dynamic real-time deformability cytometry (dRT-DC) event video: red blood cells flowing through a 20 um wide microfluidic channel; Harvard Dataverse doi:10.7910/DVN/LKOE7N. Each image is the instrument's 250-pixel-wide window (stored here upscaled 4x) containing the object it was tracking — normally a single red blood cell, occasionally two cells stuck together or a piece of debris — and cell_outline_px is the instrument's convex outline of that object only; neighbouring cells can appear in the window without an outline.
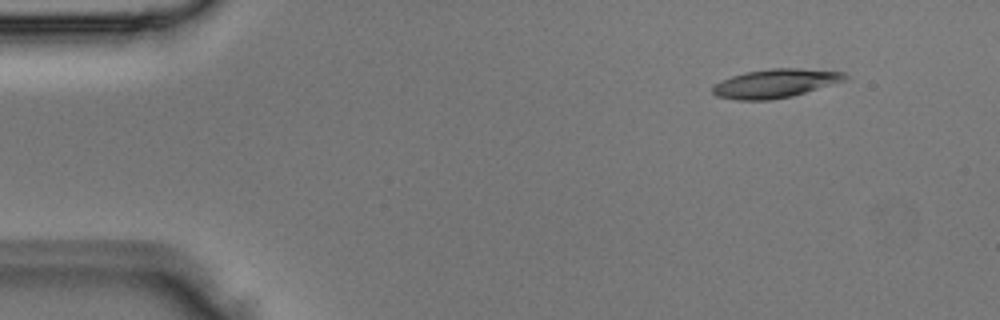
{"species": "Egyptian fruit bat (a non-hibernating species)", "species_latin": "Rousettus aegyptiacus", "temperature_condition": "room temperature", "stored_images_in_passage": 5, "camera_frame_rate_fps": 3000, "um_per_image_px": 0.085, "animal": {"sex": "male"}, "frame": {"image": 1, "passage_image": 5, "time_ms": 1.333, "image_size_px": [1000, 320], "cell_outline_px": [[852, 76], [848, 80], [792, 96], [768, 100], [736, 100], [716, 96], [712, 92], [712, 88], [720, 80], [744, 72], [768, 68], [800, 68], [844, 72]], "centroid_in_image_um": [65.94, 7.08], "position_along_channel_um": 19.1, "area_um2": 22.43}}